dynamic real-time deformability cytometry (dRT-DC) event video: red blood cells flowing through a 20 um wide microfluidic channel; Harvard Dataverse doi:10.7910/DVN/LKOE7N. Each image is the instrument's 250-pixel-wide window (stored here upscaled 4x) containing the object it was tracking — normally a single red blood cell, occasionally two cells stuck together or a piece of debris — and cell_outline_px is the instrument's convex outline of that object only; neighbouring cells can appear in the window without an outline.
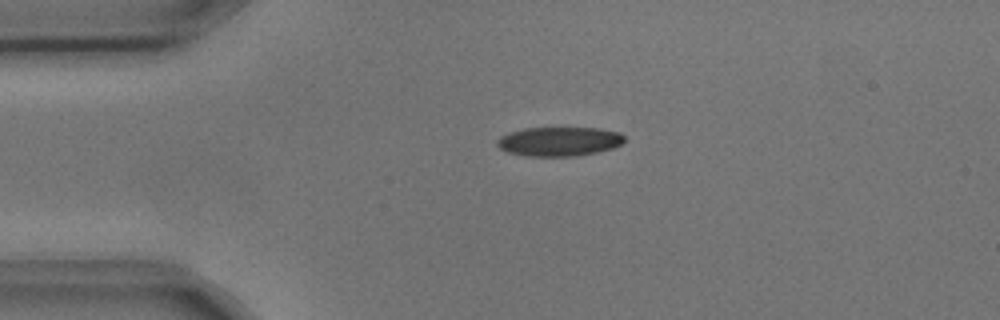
{"species": "common noctule bat (a hibernating species)", "species_latin": "Nyctalus noctula", "temperature_condition": "cold", "stored_images_in_passage": 3, "camera_frame_rate_fps": 3000, "um_per_image_px": 0.085, "animal": {"sex": "male", "body_mass_g": 17.9, "forearm_length_mm": 54.2}, "frame": {"image": 1, "passage_image": 1, "time_ms": 0.0, "image_size_px": [1000, 320], "cell_outline_px": [[624, 140], [620, 144], [612, 148], [596, 152], [572, 156], [524, 156], [508, 152], [500, 148], [496, 144], [496, 140], [500, 136], [508, 132], [524, 128], [600, 128], [620, 132], [624, 136]], "centroid_in_image_um": [47.49, 12.01], "position_along_channel_um": 37.5, "area_um2": 21.68}}